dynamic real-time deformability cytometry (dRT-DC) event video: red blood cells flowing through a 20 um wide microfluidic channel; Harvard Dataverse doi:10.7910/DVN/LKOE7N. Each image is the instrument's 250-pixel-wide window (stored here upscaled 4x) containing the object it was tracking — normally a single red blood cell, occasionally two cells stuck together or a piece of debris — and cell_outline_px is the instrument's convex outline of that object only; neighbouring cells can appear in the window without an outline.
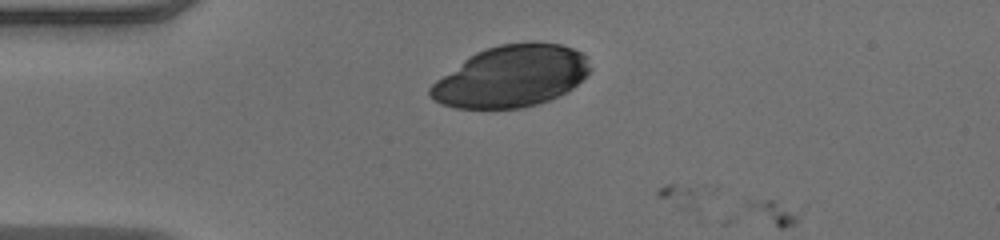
{"species": "human", "species_latin": "Homo sapiens", "temperature_condition": "warm", "stored_images_in_passage": 2, "camera_frame_rate_fps": 3000, "um_per_image_px": 0.085, "donor": {"sex": "male"}, "frame": {"image": 1, "passage_image": 1, "time_ms": 0.0, "image_size_px": [1000, 240], "cell_outline_px": [[592, 68], [572, 88], [548, 100], [536, 104], [520, 108], [456, 108], [440, 104], [428, 96], [428, 88], [436, 80], [468, 56], [476, 52], [500, 44], [528, 40], [532, 40], [560, 44], [572, 48], [588, 56]], "centroid_in_image_um": [43.44, 6.46], "position_along_channel_um": 41.6, "area_um2": 57.57}}